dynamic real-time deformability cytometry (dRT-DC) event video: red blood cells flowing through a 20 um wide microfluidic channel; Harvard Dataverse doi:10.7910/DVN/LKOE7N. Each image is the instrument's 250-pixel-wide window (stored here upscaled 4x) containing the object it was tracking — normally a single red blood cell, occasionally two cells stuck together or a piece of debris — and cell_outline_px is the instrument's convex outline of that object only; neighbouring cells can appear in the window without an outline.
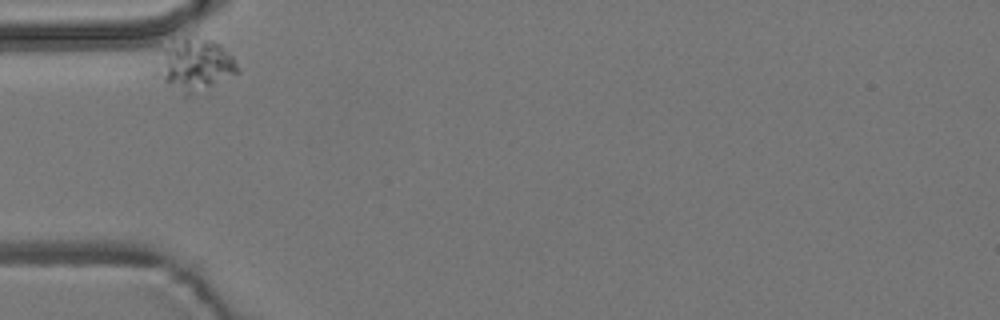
{"species": "common noctule bat (a hibernating species)", "species_latin": "Nyctalus noctula", "temperature_condition": "room temperature", "stored_images_in_passage": 4, "camera_frame_rate_fps": 3000, "um_per_image_px": 0.085, "animal": {"sex": "male", "body_mass_g": 19.2, "forearm_length_mm": 51.8}, "frame": {"image": 1, "passage_image": 1, "time_ms": 0.0, "image_size_px": [1000, 320], "cell_outline_px": [[240, 72], [188, 96], [180, 96], [152, 76], [152, 72], [164, 48], [184, 40], [212, 40], [220, 44], [232, 56]], "centroid_in_image_um": [16.47, 5.62], "position_along_channel_um": 68.5, "area_um2": 24.39}}
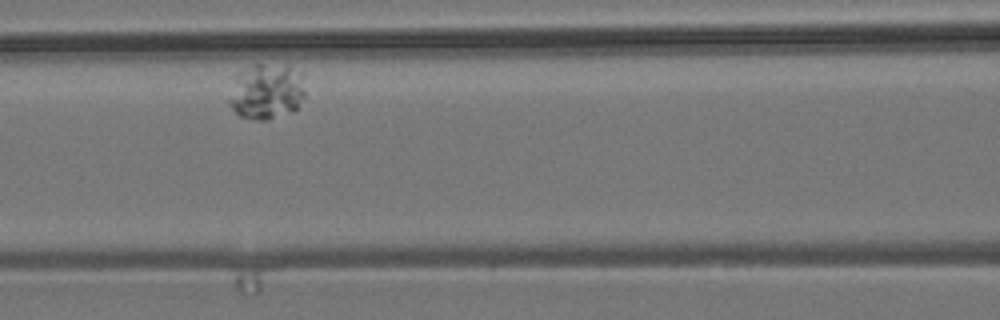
{"frame": {"image": 2, "passage_image": 3, "time_ms": 2.667, "image_size_px": [1000, 320], "cell_outline_px": [[304, 96], [296, 108], [292, 112], [268, 120], [256, 120], [240, 116], [228, 104], [228, 100], [232, 76], [236, 72], [252, 64], [288, 64], [304, 72]], "centroid_in_image_um": [22.64, 7.73], "position_along_channel_um": 144.0, "area_um2": 25.72}}
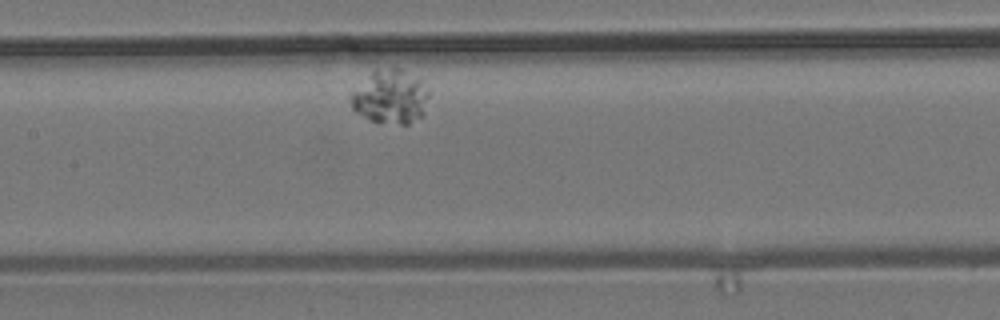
{"frame": {"image": 3, "passage_image": 4, "time_ms": 3.667, "image_size_px": [1000, 320], "cell_outline_px": [[432, 92], [424, 112], [420, 116], [408, 124], [400, 124], [372, 120], [356, 112], [352, 108], [348, 92], [372, 72], [392, 68], [400, 68], [420, 80]], "centroid_in_image_um": [33.18, 8.22], "position_along_channel_um": 174.2, "area_um2": 24.51}}